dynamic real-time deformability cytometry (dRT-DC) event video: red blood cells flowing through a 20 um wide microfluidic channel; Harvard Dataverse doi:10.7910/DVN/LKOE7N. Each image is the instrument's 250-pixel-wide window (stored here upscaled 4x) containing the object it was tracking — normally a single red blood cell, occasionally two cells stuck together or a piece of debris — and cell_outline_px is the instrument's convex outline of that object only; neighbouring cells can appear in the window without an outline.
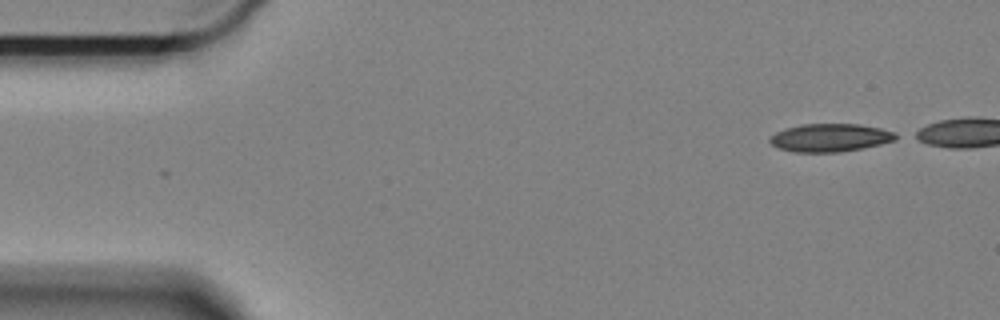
{"species": "Egyptian fruit bat (a non-hibernating species)", "species_latin": "Rousettus aegyptiacus", "temperature_condition": "cold", "stored_images_in_passage": 45, "camera_frame_rate_fps": 3000, "um_per_image_px": 0.085, "animal": {"sex": "female"}, "frame": {"image": 1, "passage_image": 1, "time_ms": 0.0, "image_size_px": [1000, 320], "cell_outline_px": [[904, 136], [896, 140], [880, 144], [840, 152], [796, 152], [780, 148], [772, 144], [768, 140], [776, 132], [784, 128], [800, 124], [860, 124], [880, 128], [896, 132]], "centroid_in_image_um": [70.63, 11.69], "position_along_channel_um": 14.4, "area_um2": 20.69}}
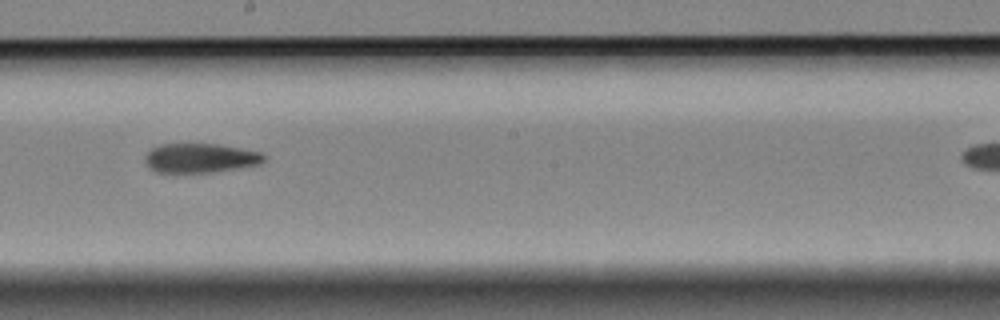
{"frame": {"image": 2, "passage_image": 29, "time_ms": 9.333, "image_size_px": [1000, 320], "cell_outline_px": [[268, 156], [260, 164], [208, 172], [156, 172], [148, 168], [144, 160], [144, 156], [152, 148], [160, 144], [216, 144], [240, 148], [260, 152]], "centroid_in_image_um": [16.99, 13.42], "position_along_channel_um": 231.2, "area_um2": 20.17}}
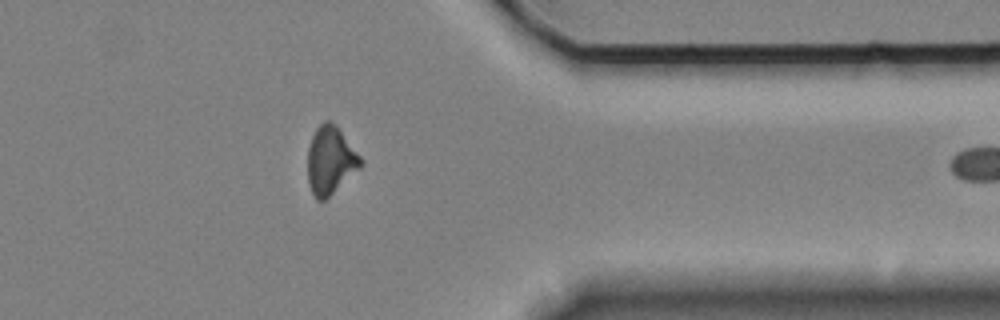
{"frame": {"image": 3, "passage_image": 44, "time_ms": 14.333, "image_size_px": [1000, 320], "cell_outline_px": [[364, 164], [360, 168], [324, 200], [316, 200], [308, 184], [308, 148], [312, 136], [316, 128], [324, 120], [328, 120], [336, 124], [364, 160]], "centroid_in_image_um": [28.1, 13.6], "position_along_channel_um": 383.3, "area_um2": 20.98}}